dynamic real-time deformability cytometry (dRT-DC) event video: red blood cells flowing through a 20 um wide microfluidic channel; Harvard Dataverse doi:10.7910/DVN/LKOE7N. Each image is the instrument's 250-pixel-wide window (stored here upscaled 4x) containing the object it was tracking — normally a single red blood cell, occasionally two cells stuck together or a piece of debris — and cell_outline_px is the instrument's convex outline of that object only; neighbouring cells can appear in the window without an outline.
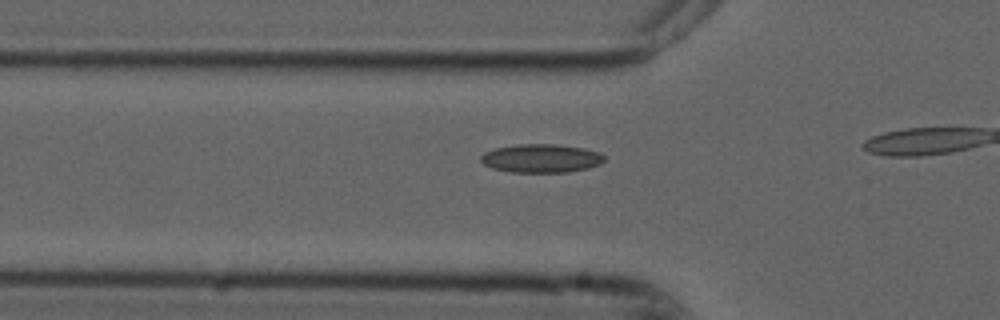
{"species": "common noctule bat (a hibernating species)", "species_latin": "Nyctalus noctula", "temperature_condition": "cold", "stored_images_in_passage": 17, "camera_frame_rate_fps": 3000, "um_per_image_px": 0.085, "animal": {"sex": "male", "forearm_length_mm": 52.5}, "frame": {"image": 1, "passage_image": 12, "time_ms": 3.667, "image_size_px": [1000, 320], "cell_outline_px": [[604, 160], [600, 164], [588, 168], [568, 172], [512, 172], [492, 168], [484, 164], [480, 160], [480, 156], [484, 152], [496, 148], [516, 144], [556, 144], [584, 148], [600, 152], [604, 156]], "centroid_in_image_um": [46.0, 13.45], "position_along_channel_um": 79.8, "area_um2": 20.58}}
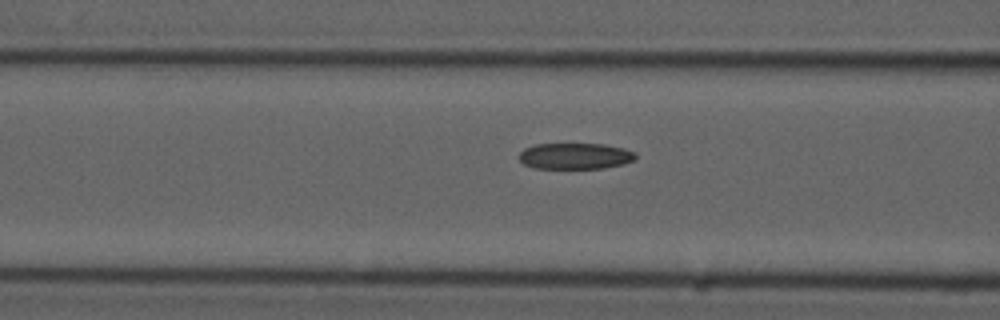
{"frame": {"image": 2, "passage_image": 15, "time_ms": 4.667, "image_size_px": [1000, 320], "cell_outline_px": [[636, 160], [604, 168], [536, 168], [524, 164], [520, 160], [520, 152], [524, 148], [536, 144], [604, 144], [624, 148], [636, 152]], "centroid_in_image_um": [48.91, 13.26], "position_along_channel_um": 117.7, "area_um2": 17.69}}